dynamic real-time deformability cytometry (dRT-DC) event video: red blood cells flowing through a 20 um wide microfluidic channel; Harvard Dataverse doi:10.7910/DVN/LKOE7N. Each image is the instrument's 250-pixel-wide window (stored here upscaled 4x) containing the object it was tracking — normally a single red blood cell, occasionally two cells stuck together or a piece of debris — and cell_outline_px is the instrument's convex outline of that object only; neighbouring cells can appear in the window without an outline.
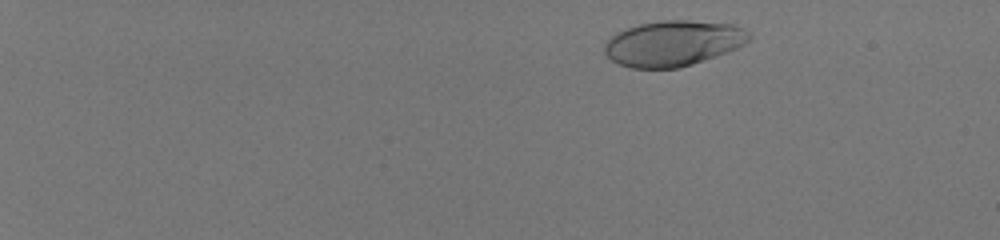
{"species": "human", "species_latin": "Homo sapiens", "temperature_condition": "room temperature", "stored_images_in_passage": 49, "camera_frame_rate_fps": 3000, "um_per_image_px": 0.085, "donor": {"sex": "male"}, "frame": {"image": 1, "passage_image": 3, "time_ms": 0.667, "image_size_px": [1000, 240], "cell_outline_px": [[752, 40], [728, 52], [680, 68], [632, 68], [620, 64], [612, 60], [604, 52], [604, 44], [616, 32], [640, 24], [664, 20], [688, 20], [732, 24], [744, 28], [752, 36]], "centroid_in_image_um": [57.25, 3.68], "position_along_channel_um": 27.7, "area_um2": 38.38}}
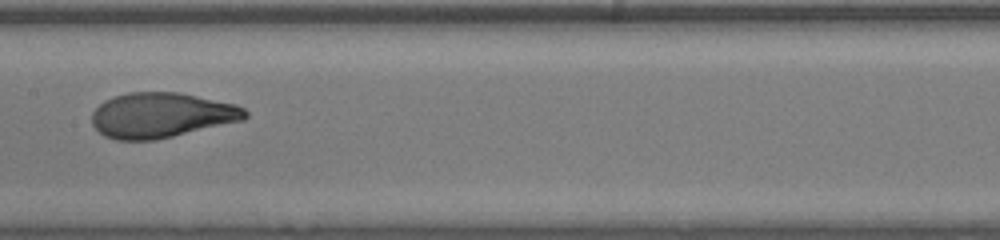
{"frame": {"image": 2, "passage_image": 28, "time_ms": 9.0, "image_size_px": [1000, 240], "cell_outline_px": [[248, 116], [244, 120], [156, 140], [116, 140], [104, 136], [92, 124], [92, 112], [104, 100], [128, 92], [176, 92], [236, 104], [244, 108], [248, 112]], "centroid_in_image_um": [13.72, 9.8], "position_along_channel_um": 193.7, "area_um2": 40.23}}
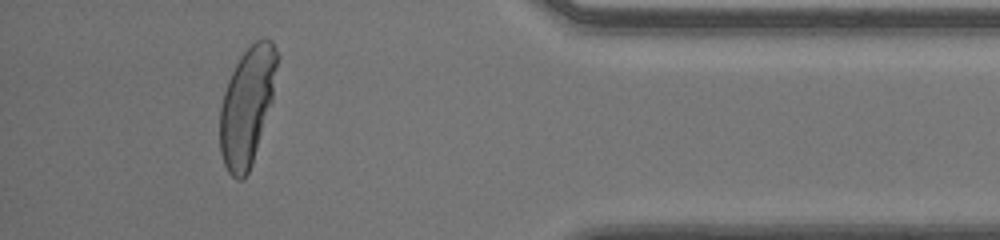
{"frame": {"image": 3, "passage_image": 46, "time_ms": 15.0, "image_size_px": [1000, 240], "cell_outline_px": [[280, 56], [272, 100], [252, 164], [244, 180], [236, 180], [228, 172], [224, 164], [220, 152], [220, 108], [224, 92], [228, 80], [240, 56], [256, 40], [272, 40]], "centroid_in_image_um": [21.01, 9.02], "position_along_channel_um": 414.2, "area_um2": 39.3}, "authors_computed_cell_mechanics": {"area_um2": 39.882, "velocity_mm_per_s": 4.0696, "shape_relaxation_time_tau1_ms": 6.4849, "shape_relaxation_time_tau2_ms": null, "deformation_change_tau1": 0.303, "deformation_change_tau2": null}}